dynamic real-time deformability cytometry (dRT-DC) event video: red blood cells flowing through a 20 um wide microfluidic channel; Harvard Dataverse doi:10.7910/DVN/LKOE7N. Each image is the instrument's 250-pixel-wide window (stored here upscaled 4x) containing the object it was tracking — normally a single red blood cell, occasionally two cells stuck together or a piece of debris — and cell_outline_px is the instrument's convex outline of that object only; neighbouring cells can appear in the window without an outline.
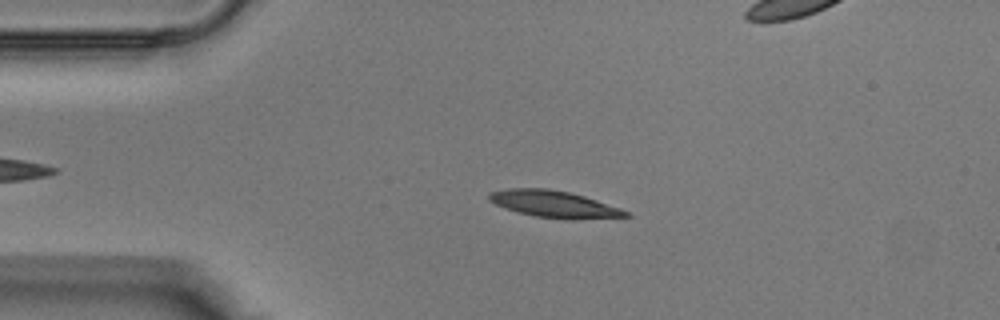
{"species": "Egyptian fruit bat (a non-hibernating species)", "species_latin": "Rousettus aegyptiacus", "temperature_condition": "warm", "stored_images_in_passage": 35, "camera_frame_rate_fps": 3000, "um_per_image_px": 0.085, "animal": {"sex": "male"}, "frame": {"image": 1, "passage_image": 4, "time_ms": 1.0, "image_size_px": [1000, 320], "cell_outline_px": [[632, 216], [572, 220], [536, 216], [520, 212], [496, 204], [488, 200], [488, 196], [492, 192], [512, 188], [548, 188], [568, 192], [584, 196], [620, 208], [628, 212]], "centroid_in_image_um": [47.14, 17.35], "position_along_channel_um": 37.9, "area_um2": 20.98}}
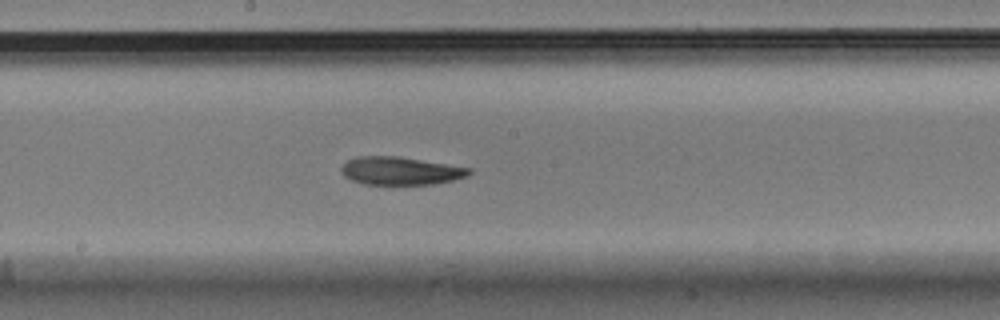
{"frame": {"image": 2, "passage_image": 16, "time_ms": 5.0, "image_size_px": [1000, 320], "cell_outline_px": [[472, 172], [464, 176], [452, 180], [432, 184], [364, 184], [352, 180], [344, 176], [340, 172], [340, 168], [348, 160], [356, 156], [396, 156], [472, 168]], "centroid_in_image_um": [33.99, 14.52], "position_along_channel_um": 214.2, "area_um2": 20.63}}
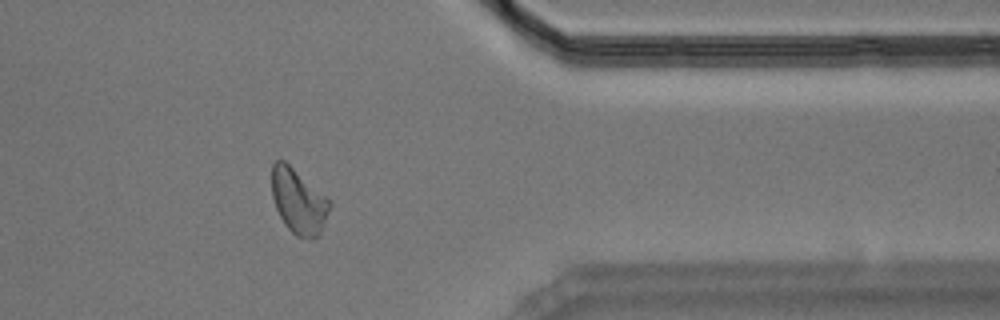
{"frame": {"image": 3, "passage_image": 27, "time_ms": 8.667, "image_size_px": [1000, 320], "cell_outline_px": [[332, 204], [320, 236], [312, 240], [308, 240], [296, 236], [288, 228], [280, 216], [276, 208], [272, 196], [272, 164], [276, 160], [284, 160], [328, 196], [332, 200]], "centroid_in_image_um": [25.42, 17.13], "position_along_channel_um": 386.0, "area_um2": 22.37}}